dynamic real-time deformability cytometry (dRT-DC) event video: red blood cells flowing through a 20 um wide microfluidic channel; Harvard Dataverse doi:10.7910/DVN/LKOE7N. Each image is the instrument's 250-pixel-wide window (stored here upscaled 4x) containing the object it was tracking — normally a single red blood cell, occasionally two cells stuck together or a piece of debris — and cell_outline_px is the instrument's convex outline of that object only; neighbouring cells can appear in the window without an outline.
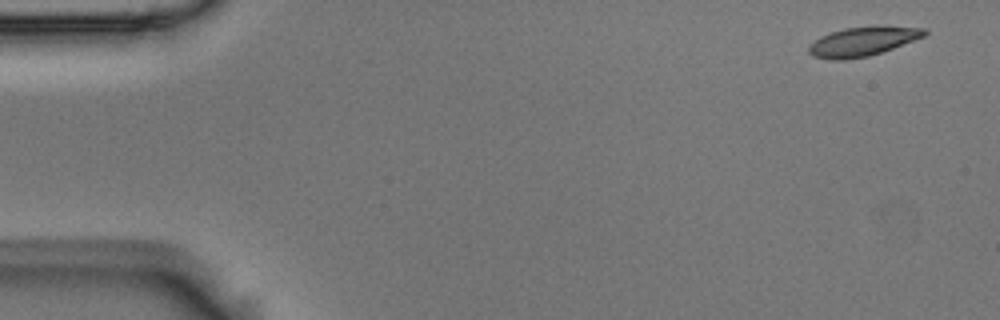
{"species": "Egyptian fruit bat (a non-hibernating species)", "species_latin": "Rousettus aegyptiacus", "temperature_condition": "room temperature", "stored_images_in_passage": 5, "camera_frame_rate_fps": 3000, "um_per_image_px": 0.085, "animal": {"sex": "male"}, "frame": {"image": 1, "passage_image": 1, "time_ms": 0.0, "image_size_px": [1000, 320], "cell_outline_px": [[928, 32], [924, 36], [892, 48], [868, 56], [844, 60], [832, 60], [812, 56], [808, 52], [808, 48], [820, 36], [844, 28], [876, 24], [880, 24], [928, 28]], "centroid_in_image_um": [73.37, 3.48], "position_along_channel_um": 11.6, "area_um2": 20.0}}
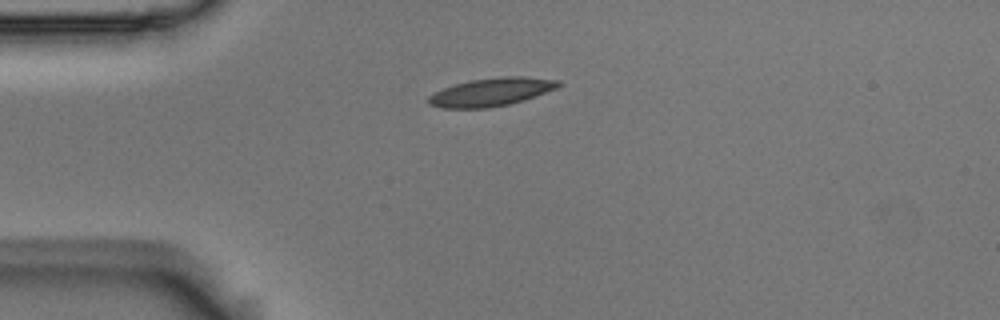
{"frame": {"image": 2, "passage_image": 4, "time_ms": 1.0, "image_size_px": [1000, 320], "cell_outline_px": [[564, 84], [556, 88], [524, 100], [508, 104], [488, 108], [444, 108], [428, 104], [428, 96], [444, 88], [456, 84], [472, 80], [500, 76], [520, 76], [560, 80]], "centroid_in_image_um": [41.79, 7.82], "position_along_channel_um": 43.2, "area_um2": 21.15}}